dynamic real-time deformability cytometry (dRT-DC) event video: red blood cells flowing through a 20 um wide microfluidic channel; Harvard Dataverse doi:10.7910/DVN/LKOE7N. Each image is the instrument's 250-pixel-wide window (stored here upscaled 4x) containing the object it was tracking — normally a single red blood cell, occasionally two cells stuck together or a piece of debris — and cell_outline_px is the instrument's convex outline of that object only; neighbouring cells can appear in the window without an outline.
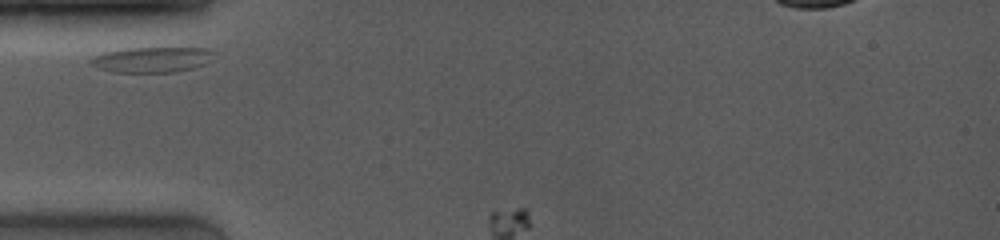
{"species": "common noctule bat (a hibernating species)", "species_latin": "Nyctalus noctula", "temperature_condition": "room temperature", "stored_images_in_passage": 2, "camera_frame_rate_fps": 4000, "um_per_image_px": 0.085, "animal": {"sex": "female", "body_mass_g": 19.0, "forearm_length_mm": 53.3}, "frame": {"image": 1, "passage_image": 1, "time_ms": 0.0, "image_size_px": [1000, 240], "cell_outline_px": [[216, 52], [212, 60], [204, 64], [192, 68], [176, 72], [112, 72], [88, 64], [88, 60], [92, 56], [104, 52], [124, 48], [168, 44], [172, 44], [208, 48]], "centroid_in_image_um": [12.99, 4.99], "position_along_channel_um": 72.0, "area_um2": 19.77}}